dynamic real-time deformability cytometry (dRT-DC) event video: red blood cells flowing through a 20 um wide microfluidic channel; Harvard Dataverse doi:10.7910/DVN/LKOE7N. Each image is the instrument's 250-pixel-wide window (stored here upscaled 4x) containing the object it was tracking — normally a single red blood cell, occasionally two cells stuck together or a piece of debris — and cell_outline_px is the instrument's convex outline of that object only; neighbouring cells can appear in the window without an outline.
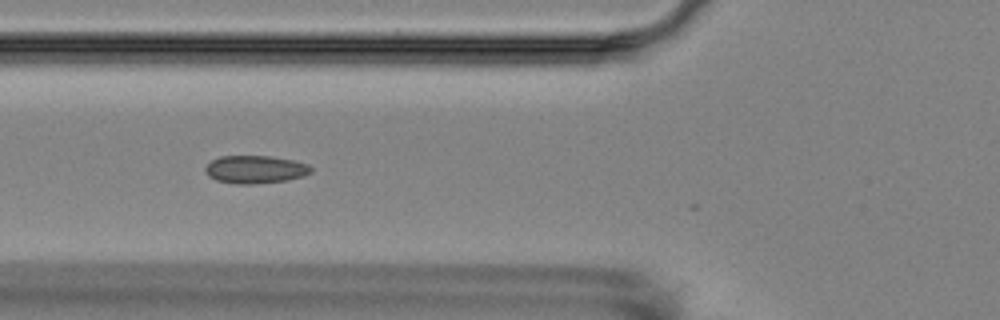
{"species": "Egyptian fruit bat (a non-hibernating species)", "species_latin": "Rousettus aegyptiacus", "temperature_condition": "room temperature", "stored_images_in_passage": 6, "camera_frame_rate_fps": 3000, "um_per_image_px": 0.085, "animal": {"sex": "female"}, "frame": {"image": 1, "passage_image": 6, "time_ms": 6.667, "image_size_px": [1000, 320], "cell_outline_px": [[312, 172], [304, 176], [288, 180], [256, 184], [236, 184], [216, 180], [208, 176], [204, 172], [204, 168], [212, 160], [220, 156], [268, 156], [292, 160], [308, 164], [312, 168]], "centroid_in_image_um": [21.69, 14.41], "position_along_channel_um": 104.1, "area_um2": 17.28}}